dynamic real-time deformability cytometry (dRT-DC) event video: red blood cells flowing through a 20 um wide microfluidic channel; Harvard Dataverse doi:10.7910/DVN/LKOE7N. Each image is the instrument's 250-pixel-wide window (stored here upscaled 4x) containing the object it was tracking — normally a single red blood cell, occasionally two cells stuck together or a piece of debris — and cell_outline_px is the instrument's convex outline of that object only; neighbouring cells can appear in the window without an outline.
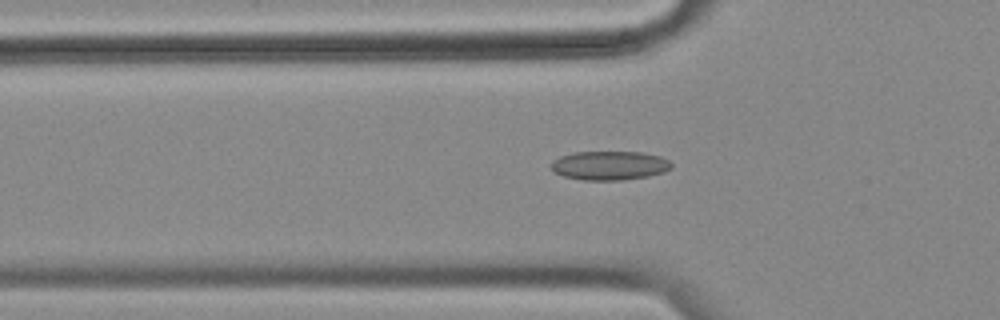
{"species": "common noctule bat (a hibernating species)", "species_latin": "Nyctalus noctula", "temperature_condition": "cold", "stored_images_in_passage": 58, "camera_frame_rate_fps": 3000, "um_per_image_px": 0.085, "animal": {"sex": "female", "body_mass_g": 18.4}, "frame": {"image": 1, "passage_image": 19, "time_ms": 6.0, "image_size_px": [1000, 320], "cell_outline_px": [[672, 168], [664, 172], [648, 176], [620, 180], [584, 180], [564, 176], [552, 172], [548, 164], [552, 160], [560, 156], [576, 152], [640, 152], [660, 156], [668, 160], [672, 164]], "centroid_in_image_um": [51.77, 14.07], "position_along_channel_um": 74.0, "area_um2": 20.46}}
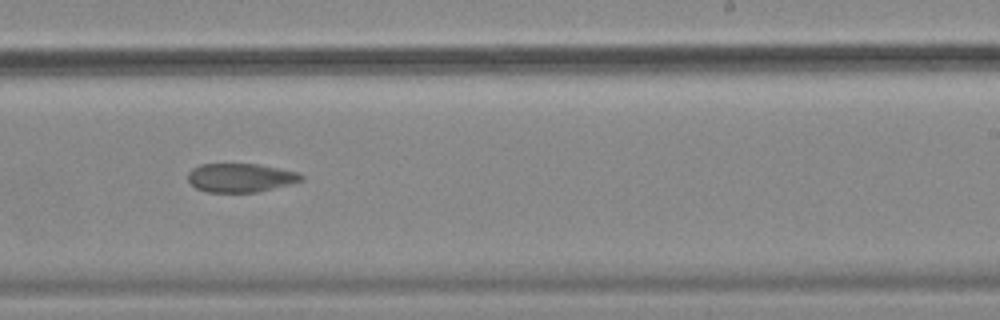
{"frame": {"image": 2, "passage_image": 36, "time_ms": 11.667, "image_size_px": [1000, 320], "cell_outline_px": [[304, 180], [256, 192], [208, 192], [196, 188], [188, 180], [188, 172], [192, 168], [200, 164], [256, 164], [300, 172], [304, 176]], "centroid_in_image_um": [20.44, 15.1], "position_along_channel_um": 268.6, "area_um2": 18.9}}
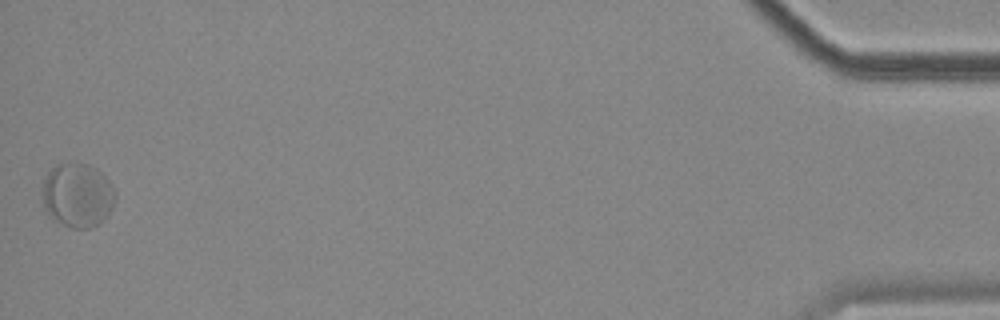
{"frame": {"image": 3, "passage_image": 58, "time_ms": 19.0, "image_size_px": [1000, 320], "cell_outline_px": [[116, 200], [108, 216], [104, 220], [88, 228], [72, 228], [52, 220], [48, 216], [40, 200], [40, 192], [44, 180], [48, 172], [56, 164], [88, 164], [96, 168], [112, 184], [116, 192]], "centroid_in_image_um": [6.56, 16.62], "position_along_channel_um": 428.6, "area_um2": 27.8}, "authors_computed_cell_mechanics": {"area_um2": 20.808, "velocity_mm_per_s": 3.4366, "shape_relaxation_time_tau1_ms": null, "shape_relaxation_time_tau2_ms": 2.8992, "deformation_change_tau1": null, "deformation_change_tau2": 0.0731}}